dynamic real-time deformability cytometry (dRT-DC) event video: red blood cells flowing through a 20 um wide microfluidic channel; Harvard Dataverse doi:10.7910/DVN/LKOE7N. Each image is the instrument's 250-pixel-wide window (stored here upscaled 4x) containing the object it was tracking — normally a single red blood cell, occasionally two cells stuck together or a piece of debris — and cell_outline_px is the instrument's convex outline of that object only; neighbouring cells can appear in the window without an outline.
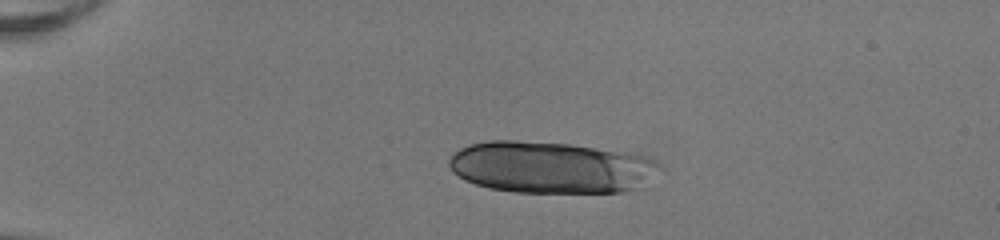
{"species": "human", "species_latin": "Homo sapiens", "temperature_condition": "room temperature", "stored_images_in_passage": 50, "camera_frame_rate_fps": 3000, "um_per_image_px": 0.085, "donor": {"sex": "female"}, "frame": {"image": 1, "passage_image": 12, "time_ms": 3.667, "image_size_px": [1000, 240], "cell_outline_px": [[664, 168], [652, 188], [620, 192], [512, 192], [488, 188], [464, 180], [452, 172], [448, 164], [448, 160], [460, 148], [468, 144], [488, 140], [516, 140], [568, 144], [628, 152], [644, 156], [656, 160]], "centroid_in_image_um": [46.97, 14.24], "position_along_channel_um": 38.0, "area_um2": 65.03}}